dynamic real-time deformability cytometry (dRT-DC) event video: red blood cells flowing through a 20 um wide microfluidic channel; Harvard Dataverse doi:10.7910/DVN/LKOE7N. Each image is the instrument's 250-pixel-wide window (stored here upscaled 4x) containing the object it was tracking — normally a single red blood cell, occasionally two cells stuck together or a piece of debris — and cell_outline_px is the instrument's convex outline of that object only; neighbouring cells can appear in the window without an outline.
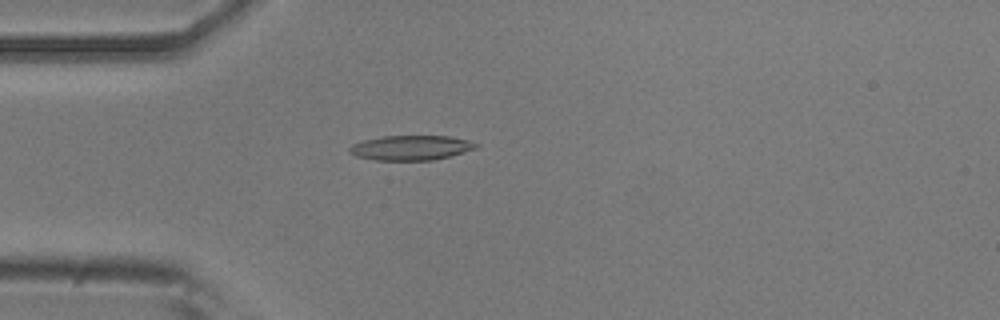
{"species": "common noctule bat (a hibernating species)", "species_latin": "Nyctalus noctula", "temperature_condition": "room temperature", "stored_images_in_passage": 52, "camera_frame_rate_fps": 3000, "um_per_image_px": 0.085, "animal": {"sex": "male", "body_mass_g": 20.5, "forearm_length_mm": 52.5}, "frame": {"image": 1, "passage_image": 14, "time_ms": 4.333, "image_size_px": [1000, 320], "cell_outline_px": [[480, 144], [476, 148], [464, 152], [432, 160], [376, 160], [356, 156], [348, 152], [348, 148], [352, 144], [364, 140], [380, 136], [448, 136], [468, 140]], "centroid_in_image_um": [34.9, 12.55], "position_along_channel_um": 50.1, "area_um2": 18.21}}
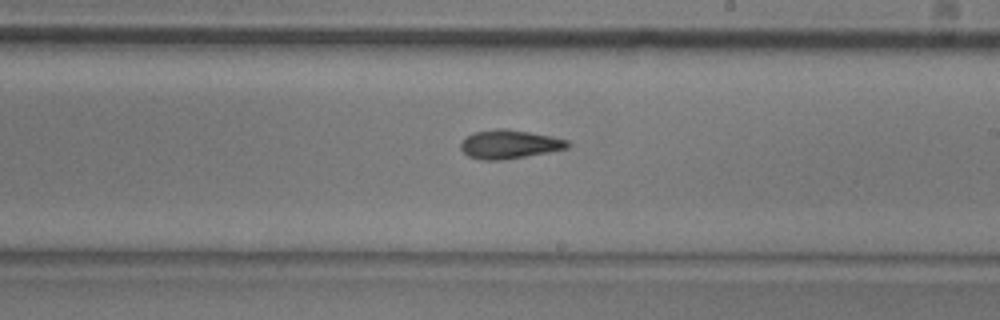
{"frame": {"image": 2, "passage_image": 30, "time_ms": 9.667, "image_size_px": [1000, 320], "cell_outline_px": [[572, 144], [568, 148], [548, 152], [504, 160], [480, 160], [468, 156], [460, 148], [460, 144], [472, 132], [496, 128], [504, 128], [552, 136], [568, 140]], "centroid_in_image_um": [43.3, 12.26], "position_along_channel_um": 245.7, "area_um2": 17.98}}
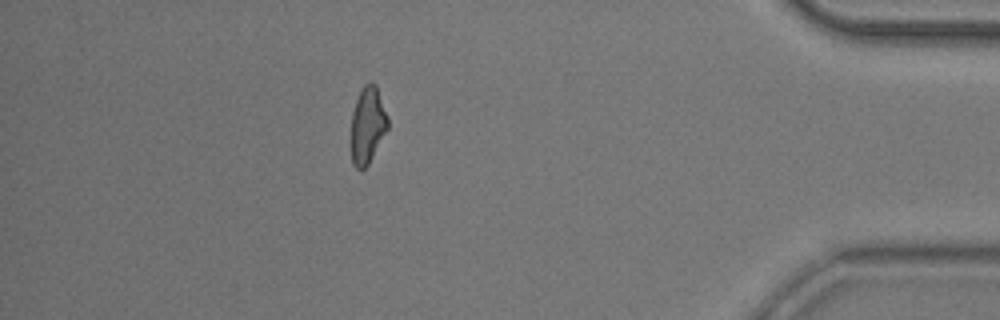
{"frame": {"image": 3, "passage_image": 46, "time_ms": 15.0, "image_size_px": [1000, 320], "cell_outline_px": [[388, 128], [368, 164], [360, 172], [352, 164], [348, 144], [352, 112], [356, 100], [364, 84], [372, 80], [376, 84], [388, 116]], "centroid_in_image_um": [31.19, 10.67], "position_along_channel_um": 404.0, "area_um2": 17.11}, "authors_computed_cell_mechanics": {"area_um2": 17.34, "velocity_mm_per_s": 3.8335, "shape_relaxation_time_tau1_ms": 9.9012, "shape_relaxation_time_tau2_ms": 3.5175, "deformation_change_tau1": 0.2333, "deformation_change_tau2": 0.1243}}